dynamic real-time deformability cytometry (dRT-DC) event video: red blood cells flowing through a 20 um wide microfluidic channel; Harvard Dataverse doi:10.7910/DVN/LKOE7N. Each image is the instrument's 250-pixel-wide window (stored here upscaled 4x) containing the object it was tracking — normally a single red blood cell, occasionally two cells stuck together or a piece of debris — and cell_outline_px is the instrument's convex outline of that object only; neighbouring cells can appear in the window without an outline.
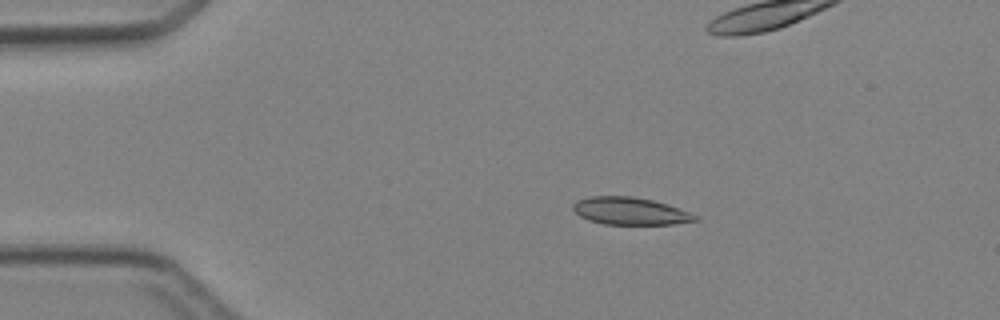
{"species": "Egyptian fruit bat (a non-hibernating species)", "species_latin": "Rousettus aegyptiacus", "temperature_condition": "cold", "stored_images_in_passage": 7, "camera_frame_rate_fps": 3000, "um_per_image_px": 0.085, "animal": {"sex": "female"}, "frame": {"image": 1, "passage_image": 3, "time_ms": 2.333, "image_size_px": [1000, 320], "cell_outline_px": [[700, 220], [672, 224], [604, 224], [588, 220], [580, 216], [572, 208], [572, 204], [576, 200], [588, 196], [632, 196], [652, 200], [668, 204], [700, 216]], "centroid_in_image_um": [53.57, 17.93], "position_along_channel_um": 31.4, "area_um2": 19.65}}
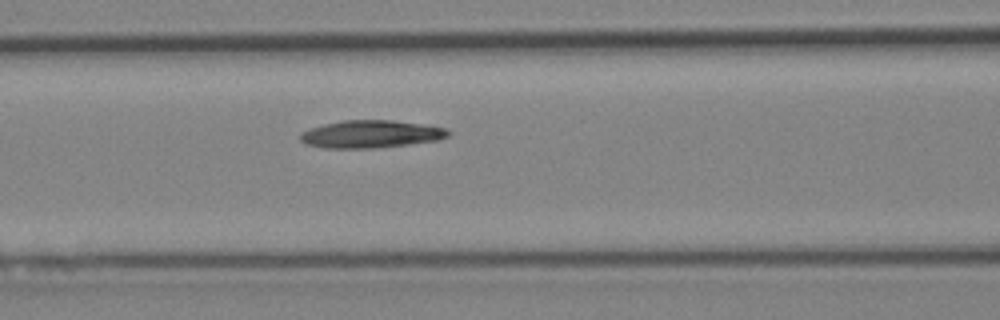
{"frame": {"image": 2, "passage_image": 7, "time_ms": 7.667, "image_size_px": [1000, 320], "cell_outline_px": [[452, 132], [448, 136], [440, 140], [376, 148], [324, 148], [308, 144], [300, 140], [300, 136], [304, 132], [312, 128], [324, 124], [344, 120], [392, 120], [448, 128]], "centroid_in_image_um": [31.59, 11.4], "position_along_channel_um": 135.0, "area_um2": 23.64}}